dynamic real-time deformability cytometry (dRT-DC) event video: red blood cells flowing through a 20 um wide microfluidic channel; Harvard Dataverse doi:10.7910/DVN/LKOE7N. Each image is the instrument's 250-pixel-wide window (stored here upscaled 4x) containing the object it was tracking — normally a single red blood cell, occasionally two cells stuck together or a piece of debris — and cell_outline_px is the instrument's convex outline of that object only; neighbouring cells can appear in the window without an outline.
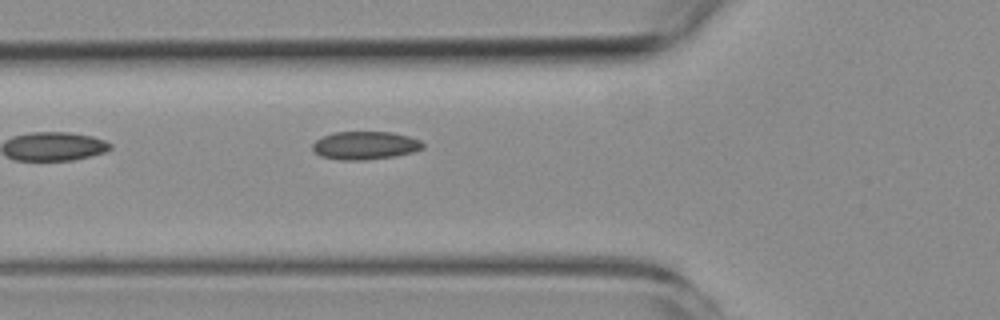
{"species": "common noctule bat (a hibernating species)", "species_latin": "Nyctalus noctula", "temperature_condition": "room temperature", "stored_images_in_passage": 5, "camera_frame_rate_fps": 3000, "um_per_image_px": 0.085, "animal": {"sex": "female", "body_mass_g": 19.3, "forearm_length_mm": 54.1}, "frame": {"image": 1, "passage_image": 5, "time_ms": 5.667, "image_size_px": [1000, 320], "cell_outline_px": [[424, 148], [412, 152], [396, 156], [364, 160], [340, 160], [320, 156], [312, 148], [312, 144], [316, 140], [332, 132], [392, 132], [408, 136], [420, 140], [424, 144]], "centroid_in_image_um": [31.04, 12.36], "position_along_channel_um": 94.8, "area_um2": 18.09}}